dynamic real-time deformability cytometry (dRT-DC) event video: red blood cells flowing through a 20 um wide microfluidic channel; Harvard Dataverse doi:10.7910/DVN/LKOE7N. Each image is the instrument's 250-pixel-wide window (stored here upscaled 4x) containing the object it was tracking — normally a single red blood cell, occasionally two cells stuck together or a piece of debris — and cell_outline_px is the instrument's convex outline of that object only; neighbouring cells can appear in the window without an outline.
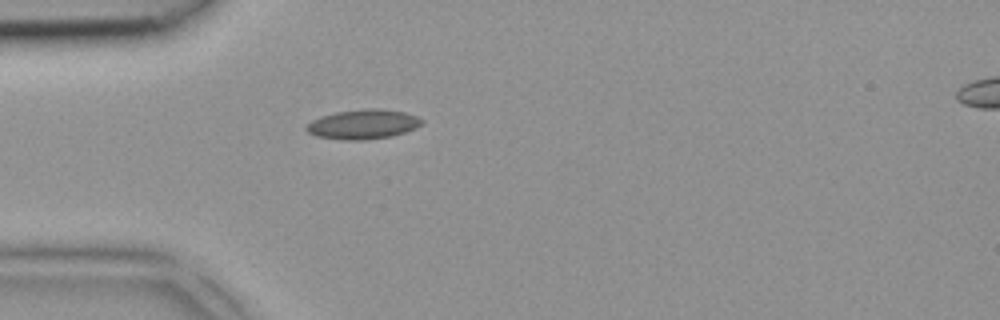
{"species": "common noctule bat (a hibernating species)", "species_latin": "Nyctalus noctula", "temperature_condition": "room temperature", "stored_images_in_passage": 2, "segment_of_instrument_passage": [1, 2], "camera_frame_rate_fps": 3000, "um_per_image_px": 0.085, "animal": {"sex": "female", "body_mass_g": 18.4}, "frame": {"image": 1, "passage_image": 1, "time_ms": 0.0, "image_size_px": [1000, 320], "cell_outline_px": [[424, 120], [420, 124], [404, 132], [388, 136], [364, 140], [344, 140], [316, 136], [308, 132], [304, 128], [312, 120], [320, 116], [336, 112], [364, 108], [376, 108], [404, 112], [416, 116]], "centroid_in_image_um": [30.8, 10.55], "position_along_channel_um": 54.2, "area_um2": 19.65}}